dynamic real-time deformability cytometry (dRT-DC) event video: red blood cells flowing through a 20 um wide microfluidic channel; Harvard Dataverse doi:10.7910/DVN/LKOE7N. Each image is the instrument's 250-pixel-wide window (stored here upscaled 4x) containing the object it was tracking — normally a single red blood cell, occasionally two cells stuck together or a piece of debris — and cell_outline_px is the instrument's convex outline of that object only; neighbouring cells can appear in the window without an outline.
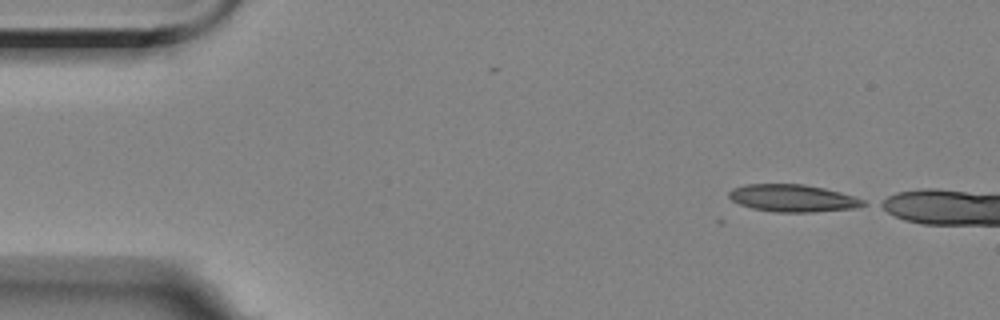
{"species": "Egyptian fruit bat (a non-hibernating species)", "species_latin": "Rousettus aegyptiacus", "temperature_condition": "room temperature", "stored_images_in_passage": 4, "camera_frame_rate_fps": 3000, "um_per_image_px": 0.085, "animal": {"sex": "female"}, "frame": {"image": 1, "passage_image": 1, "time_ms": 0.0, "image_size_px": [1000, 320], "cell_outline_px": [[868, 204], [860, 208], [812, 212], [776, 212], [752, 208], [740, 204], [732, 200], [728, 196], [728, 192], [732, 188], [744, 184], [804, 184], [824, 188], [840, 192], [864, 200]], "centroid_in_image_um": [67.4, 16.84], "position_along_channel_um": 17.6, "area_um2": 21.5}}